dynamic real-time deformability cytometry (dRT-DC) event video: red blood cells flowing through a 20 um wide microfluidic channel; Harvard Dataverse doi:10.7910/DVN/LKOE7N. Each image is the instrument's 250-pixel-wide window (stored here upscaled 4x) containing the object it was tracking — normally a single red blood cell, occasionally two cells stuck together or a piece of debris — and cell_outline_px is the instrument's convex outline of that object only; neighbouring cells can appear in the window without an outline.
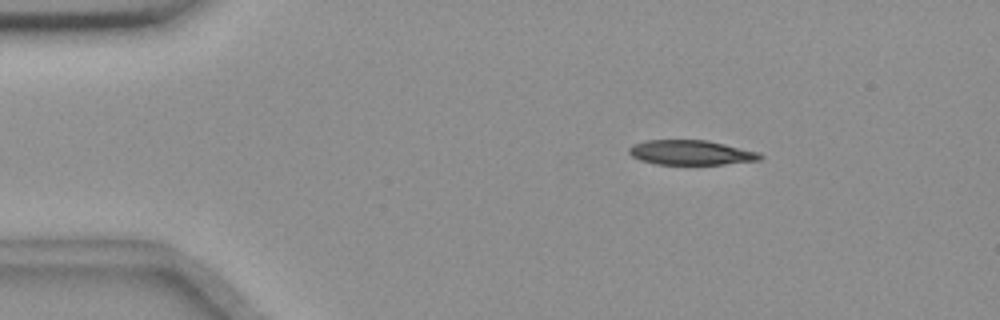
{"species": "common noctule bat (a hibernating species)", "species_latin": "Nyctalus noctula", "temperature_condition": "room temperature", "stored_images_in_passage": 54, "camera_frame_rate_fps": 3000, "um_per_image_px": 0.085, "animal": {"sex": "female", "body_mass_g": 18.4}, "frame": {"image": 1, "passage_image": 8, "time_ms": 2.333, "image_size_px": [1000, 320], "cell_outline_px": [[764, 156], [760, 160], [724, 164], [656, 164], [640, 160], [632, 156], [628, 152], [628, 148], [632, 144], [644, 140], [708, 140], [760, 152]], "centroid_in_image_um": [58.73, 12.96], "position_along_channel_um": 26.3, "area_um2": 19.02}}
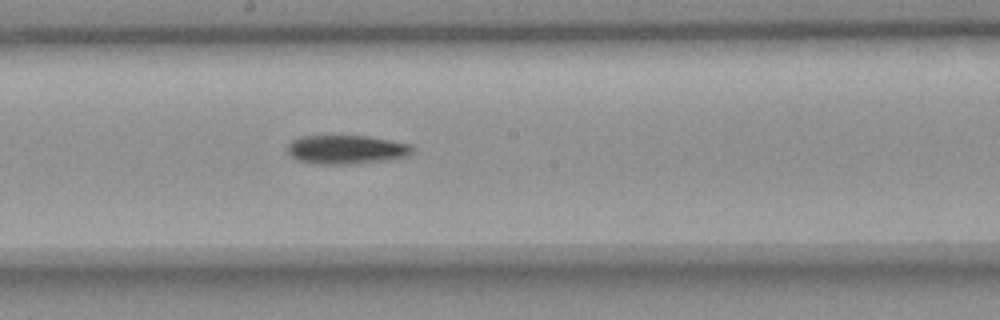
{"frame": {"image": 2, "passage_image": 29, "time_ms": 9.333, "image_size_px": [1000, 320], "cell_outline_px": [[416, 148], [408, 156], [384, 160], [348, 164], [320, 164], [296, 160], [288, 156], [288, 144], [292, 140], [300, 136], [368, 136], [412, 144]], "centroid_in_image_um": [29.44, 12.71], "position_along_channel_um": 218.8, "area_um2": 21.1}}
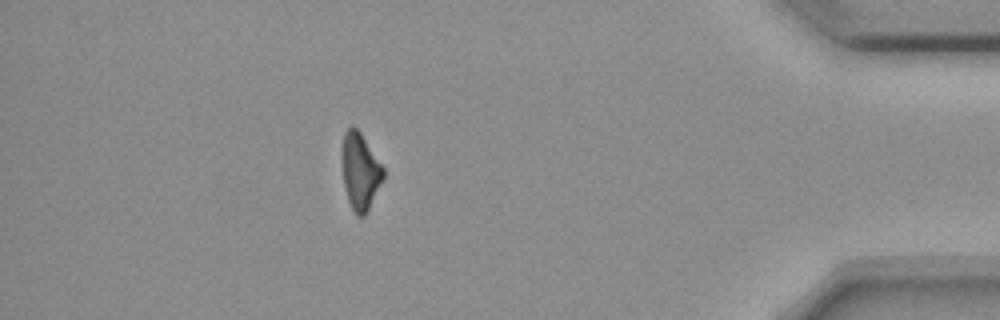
{"frame": {"image": 3, "passage_image": 48, "time_ms": 15.667, "image_size_px": [1000, 320], "cell_outline_px": [[384, 176], [364, 216], [356, 216], [348, 200], [344, 184], [340, 156], [340, 148], [344, 132], [352, 124], [360, 132], [384, 168]], "centroid_in_image_um": [30.56, 14.5], "position_along_channel_um": 404.6, "area_um2": 18.44}, "authors_computed_cell_mechanics": {"area_um2": 20.2589, "velocity_mm_per_s": 3.667, "shape_relaxation_time_tau1_ms": 5.3695, "shape_relaxation_time_tau2_ms": null, "deformation_change_tau1": 0.1503, "deformation_change_tau2": null}}